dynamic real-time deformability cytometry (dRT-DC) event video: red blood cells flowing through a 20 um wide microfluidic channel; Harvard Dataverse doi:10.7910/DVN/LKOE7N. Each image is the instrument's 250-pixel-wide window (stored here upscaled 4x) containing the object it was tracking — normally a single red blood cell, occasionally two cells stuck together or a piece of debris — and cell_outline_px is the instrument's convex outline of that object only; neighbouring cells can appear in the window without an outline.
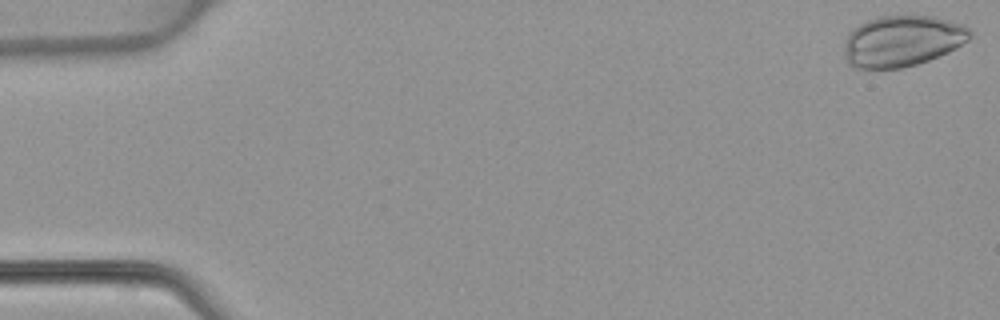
{"species": "common noctule bat (a hibernating species)", "species_latin": "Nyctalus noctula", "temperature_condition": "warm", "stored_images_in_passage": 14, "camera_frame_rate_fps": 3000, "um_per_image_px": 0.085, "animal": {"sex": "female", "body_mass_g": 22.7, "forearm_length_mm": 54.2}, "frame": {"image": 1, "passage_image": 1, "time_ms": 0.0, "image_size_px": [1000, 320], "cell_outline_px": [[972, 36], [968, 40], [956, 48], [948, 52], [928, 60], [904, 68], [852, 68], [848, 64], [844, 56], [844, 44], [848, 32], [852, 28], [868, 20], [880, 16], [932, 16], [964, 24], [972, 32]], "centroid_in_image_um": [76.67, 3.49], "position_along_channel_um": 8.3, "area_um2": 37.63}}